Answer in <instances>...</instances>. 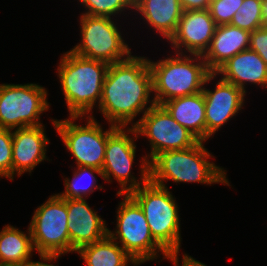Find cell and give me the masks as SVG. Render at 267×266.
Wrapping results in <instances>:
<instances>
[{
	"label": "cell",
	"instance_id": "13",
	"mask_svg": "<svg viewBox=\"0 0 267 266\" xmlns=\"http://www.w3.org/2000/svg\"><path fill=\"white\" fill-rule=\"evenodd\" d=\"M216 82L215 89L204 86L202 91L205 99L206 141L243 109L246 97V92L233 83L222 78Z\"/></svg>",
	"mask_w": 267,
	"mask_h": 266
},
{
	"label": "cell",
	"instance_id": "26",
	"mask_svg": "<svg viewBox=\"0 0 267 266\" xmlns=\"http://www.w3.org/2000/svg\"><path fill=\"white\" fill-rule=\"evenodd\" d=\"M244 0H211L209 12L216 25L230 24Z\"/></svg>",
	"mask_w": 267,
	"mask_h": 266
},
{
	"label": "cell",
	"instance_id": "23",
	"mask_svg": "<svg viewBox=\"0 0 267 266\" xmlns=\"http://www.w3.org/2000/svg\"><path fill=\"white\" fill-rule=\"evenodd\" d=\"M73 178L70 179L66 177L64 179L65 190L62 193H58L64 199H78V198H86L90 194L94 192V190H101L104 186L98 185L97 176H101L103 178L102 170H99L94 167L87 166H77L75 170H73ZM84 179H89L87 182L83 184ZM83 181V182H82ZM87 184V185H86Z\"/></svg>",
	"mask_w": 267,
	"mask_h": 266
},
{
	"label": "cell",
	"instance_id": "31",
	"mask_svg": "<svg viewBox=\"0 0 267 266\" xmlns=\"http://www.w3.org/2000/svg\"><path fill=\"white\" fill-rule=\"evenodd\" d=\"M61 257V255L40 254L39 258L41 260L34 262L31 259L25 266H57L54 263Z\"/></svg>",
	"mask_w": 267,
	"mask_h": 266
},
{
	"label": "cell",
	"instance_id": "3",
	"mask_svg": "<svg viewBox=\"0 0 267 266\" xmlns=\"http://www.w3.org/2000/svg\"><path fill=\"white\" fill-rule=\"evenodd\" d=\"M205 142L199 141L193 147L182 150H169L157 154L149 162V180L167 188L169 180L175 183H200L206 185L225 184L231 186L224 168L210 162L215 158Z\"/></svg>",
	"mask_w": 267,
	"mask_h": 266
},
{
	"label": "cell",
	"instance_id": "9",
	"mask_svg": "<svg viewBox=\"0 0 267 266\" xmlns=\"http://www.w3.org/2000/svg\"><path fill=\"white\" fill-rule=\"evenodd\" d=\"M116 21L109 17L81 14V41L70 51L109 65L128 59L132 55L131 49L123 39Z\"/></svg>",
	"mask_w": 267,
	"mask_h": 266
},
{
	"label": "cell",
	"instance_id": "32",
	"mask_svg": "<svg viewBox=\"0 0 267 266\" xmlns=\"http://www.w3.org/2000/svg\"><path fill=\"white\" fill-rule=\"evenodd\" d=\"M263 24L267 26V0H262Z\"/></svg>",
	"mask_w": 267,
	"mask_h": 266
},
{
	"label": "cell",
	"instance_id": "4",
	"mask_svg": "<svg viewBox=\"0 0 267 266\" xmlns=\"http://www.w3.org/2000/svg\"><path fill=\"white\" fill-rule=\"evenodd\" d=\"M164 59H148L152 75L153 96L155 103H162L174 98L189 96L203 91L204 85L216 80L202 55L176 53Z\"/></svg>",
	"mask_w": 267,
	"mask_h": 266
},
{
	"label": "cell",
	"instance_id": "7",
	"mask_svg": "<svg viewBox=\"0 0 267 266\" xmlns=\"http://www.w3.org/2000/svg\"><path fill=\"white\" fill-rule=\"evenodd\" d=\"M137 138L136 129L130 126L117 127L107 138L102 179L109 183L116 180L120 185L117 194H129L149 180V161L145 155L140 162L141 177L138 179L131 173L136 158Z\"/></svg>",
	"mask_w": 267,
	"mask_h": 266
},
{
	"label": "cell",
	"instance_id": "12",
	"mask_svg": "<svg viewBox=\"0 0 267 266\" xmlns=\"http://www.w3.org/2000/svg\"><path fill=\"white\" fill-rule=\"evenodd\" d=\"M134 128L138 137L144 136L150 143V154L145 155L149 162L161 152L187 149L199 142L162 105L158 104L153 105L135 121Z\"/></svg>",
	"mask_w": 267,
	"mask_h": 266
},
{
	"label": "cell",
	"instance_id": "6",
	"mask_svg": "<svg viewBox=\"0 0 267 266\" xmlns=\"http://www.w3.org/2000/svg\"><path fill=\"white\" fill-rule=\"evenodd\" d=\"M123 197L118 204L116 228L107 234L116 241L138 265L165 258L167 251L153 238L143 210L129 194H116ZM161 252V253H160ZM160 253V255H159Z\"/></svg>",
	"mask_w": 267,
	"mask_h": 266
},
{
	"label": "cell",
	"instance_id": "30",
	"mask_svg": "<svg viewBox=\"0 0 267 266\" xmlns=\"http://www.w3.org/2000/svg\"><path fill=\"white\" fill-rule=\"evenodd\" d=\"M211 0H180L183 11L208 10Z\"/></svg>",
	"mask_w": 267,
	"mask_h": 266
},
{
	"label": "cell",
	"instance_id": "10",
	"mask_svg": "<svg viewBox=\"0 0 267 266\" xmlns=\"http://www.w3.org/2000/svg\"><path fill=\"white\" fill-rule=\"evenodd\" d=\"M47 96L39 84H0V129L43 125L41 114L50 107Z\"/></svg>",
	"mask_w": 267,
	"mask_h": 266
},
{
	"label": "cell",
	"instance_id": "11",
	"mask_svg": "<svg viewBox=\"0 0 267 266\" xmlns=\"http://www.w3.org/2000/svg\"><path fill=\"white\" fill-rule=\"evenodd\" d=\"M67 199L58 194L34 210L29 229L34 249L40 254L65 255L70 253Z\"/></svg>",
	"mask_w": 267,
	"mask_h": 266
},
{
	"label": "cell",
	"instance_id": "21",
	"mask_svg": "<svg viewBox=\"0 0 267 266\" xmlns=\"http://www.w3.org/2000/svg\"><path fill=\"white\" fill-rule=\"evenodd\" d=\"M27 233L10 224L0 231V266H25L32 258L34 246L28 226Z\"/></svg>",
	"mask_w": 267,
	"mask_h": 266
},
{
	"label": "cell",
	"instance_id": "14",
	"mask_svg": "<svg viewBox=\"0 0 267 266\" xmlns=\"http://www.w3.org/2000/svg\"><path fill=\"white\" fill-rule=\"evenodd\" d=\"M216 27L209 10L183 11L177 29L168 42L176 53L203 55Z\"/></svg>",
	"mask_w": 267,
	"mask_h": 266
},
{
	"label": "cell",
	"instance_id": "18",
	"mask_svg": "<svg viewBox=\"0 0 267 266\" xmlns=\"http://www.w3.org/2000/svg\"><path fill=\"white\" fill-rule=\"evenodd\" d=\"M250 32L231 24L216 27L208 49L202 55L208 69L214 73L237 53L249 49Z\"/></svg>",
	"mask_w": 267,
	"mask_h": 266
},
{
	"label": "cell",
	"instance_id": "17",
	"mask_svg": "<svg viewBox=\"0 0 267 266\" xmlns=\"http://www.w3.org/2000/svg\"><path fill=\"white\" fill-rule=\"evenodd\" d=\"M247 93L248 83L267 88V65L253 50L246 49L227 60L215 72ZM248 82V83H247Z\"/></svg>",
	"mask_w": 267,
	"mask_h": 266
},
{
	"label": "cell",
	"instance_id": "28",
	"mask_svg": "<svg viewBox=\"0 0 267 266\" xmlns=\"http://www.w3.org/2000/svg\"><path fill=\"white\" fill-rule=\"evenodd\" d=\"M249 49L255 51L267 65V26L250 32Z\"/></svg>",
	"mask_w": 267,
	"mask_h": 266
},
{
	"label": "cell",
	"instance_id": "1",
	"mask_svg": "<svg viewBox=\"0 0 267 266\" xmlns=\"http://www.w3.org/2000/svg\"><path fill=\"white\" fill-rule=\"evenodd\" d=\"M155 104L148 57L131 55L109 65L97 108L108 124L134 127L137 115Z\"/></svg>",
	"mask_w": 267,
	"mask_h": 266
},
{
	"label": "cell",
	"instance_id": "27",
	"mask_svg": "<svg viewBox=\"0 0 267 266\" xmlns=\"http://www.w3.org/2000/svg\"><path fill=\"white\" fill-rule=\"evenodd\" d=\"M12 180V130L0 129V178Z\"/></svg>",
	"mask_w": 267,
	"mask_h": 266
},
{
	"label": "cell",
	"instance_id": "19",
	"mask_svg": "<svg viewBox=\"0 0 267 266\" xmlns=\"http://www.w3.org/2000/svg\"><path fill=\"white\" fill-rule=\"evenodd\" d=\"M133 11L167 41L174 35L183 13L180 0H134Z\"/></svg>",
	"mask_w": 267,
	"mask_h": 266
},
{
	"label": "cell",
	"instance_id": "24",
	"mask_svg": "<svg viewBox=\"0 0 267 266\" xmlns=\"http://www.w3.org/2000/svg\"><path fill=\"white\" fill-rule=\"evenodd\" d=\"M86 11L82 14L90 16L121 17L126 10H134V0H78ZM123 12V13H122ZM119 14V15H118ZM116 15V16H115ZM118 15V16H117Z\"/></svg>",
	"mask_w": 267,
	"mask_h": 266
},
{
	"label": "cell",
	"instance_id": "15",
	"mask_svg": "<svg viewBox=\"0 0 267 266\" xmlns=\"http://www.w3.org/2000/svg\"><path fill=\"white\" fill-rule=\"evenodd\" d=\"M45 126H33L12 130V181L17 175L31 172L44 160L50 143Z\"/></svg>",
	"mask_w": 267,
	"mask_h": 266
},
{
	"label": "cell",
	"instance_id": "22",
	"mask_svg": "<svg viewBox=\"0 0 267 266\" xmlns=\"http://www.w3.org/2000/svg\"><path fill=\"white\" fill-rule=\"evenodd\" d=\"M75 253L80 255L86 266H139L108 234L99 241L81 247Z\"/></svg>",
	"mask_w": 267,
	"mask_h": 266
},
{
	"label": "cell",
	"instance_id": "2",
	"mask_svg": "<svg viewBox=\"0 0 267 266\" xmlns=\"http://www.w3.org/2000/svg\"><path fill=\"white\" fill-rule=\"evenodd\" d=\"M109 64L67 51L60 57L57 73L70 117L91 116L100 104Z\"/></svg>",
	"mask_w": 267,
	"mask_h": 266
},
{
	"label": "cell",
	"instance_id": "16",
	"mask_svg": "<svg viewBox=\"0 0 267 266\" xmlns=\"http://www.w3.org/2000/svg\"><path fill=\"white\" fill-rule=\"evenodd\" d=\"M67 212L70 253L107 235L106 221L88 205L85 198L67 199Z\"/></svg>",
	"mask_w": 267,
	"mask_h": 266
},
{
	"label": "cell",
	"instance_id": "25",
	"mask_svg": "<svg viewBox=\"0 0 267 266\" xmlns=\"http://www.w3.org/2000/svg\"><path fill=\"white\" fill-rule=\"evenodd\" d=\"M236 11L231 20V25L249 32L264 26L262 0H244Z\"/></svg>",
	"mask_w": 267,
	"mask_h": 266
},
{
	"label": "cell",
	"instance_id": "8",
	"mask_svg": "<svg viewBox=\"0 0 267 266\" xmlns=\"http://www.w3.org/2000/svg\"><path fill=\"white\" fill-rule=\"evenodd\" d=\"M68 117L64 120L51 118V122L67 151L75 158L76 167L87 166L102 170L107 138L117 126L109 124V128L104 131L102 124L93 115ZM78 119H86L87 123L78 125Z\"/></svg>",
	"mask_w": 267,
	"mask_h": 266
},
{
	"label": "cell",
	"instance_id": "20",
	"mask_svg": "<svg viewBox=\"0 0 267 266\" xmlns=\"http://www.w3.org/2000/svg\"><path fill=\"white\" fill-rule=\"evenodd\" d=\"M161 105L199 141L206 142L205 99L202 91L171 99Z\"/></svg>",
	"mask_w": 267,
	"mask_h": 266
},
{
	"label": "cell",
	"instance_id": "5",
	"mask_svg": "<svg viewBox=\"0 0 267 266\" xmlns=\"http://www.w3.org/2000/svg\"><path fill=\"white\" fill-rule=\"evenodd\" d=\"M129 195L139 204L153 238L168 252L181 247L179 205L169 188L148 180Z\"/></svg>",
	"mask_w": 267,
	"mask_h": 266
},
{
	"label": "cell",
	"instance_id": "29",
	"mask_svg": "<svg viewBox=\"0 0 267 266\" xmlns=\"http://www.w3.org/2000/svg\"><path fill=\"white\" fill-rule=\"evenodd\" d=\"M179 253L180 249L168 251L164 259H168L169 262L171 261L174 266H207L206 264L194 259L192 256L186 253L182 254V262L180 265Z\"/></svg>",
	"mask_w": 267,
	"mask_h": 266
}]
</instances>
